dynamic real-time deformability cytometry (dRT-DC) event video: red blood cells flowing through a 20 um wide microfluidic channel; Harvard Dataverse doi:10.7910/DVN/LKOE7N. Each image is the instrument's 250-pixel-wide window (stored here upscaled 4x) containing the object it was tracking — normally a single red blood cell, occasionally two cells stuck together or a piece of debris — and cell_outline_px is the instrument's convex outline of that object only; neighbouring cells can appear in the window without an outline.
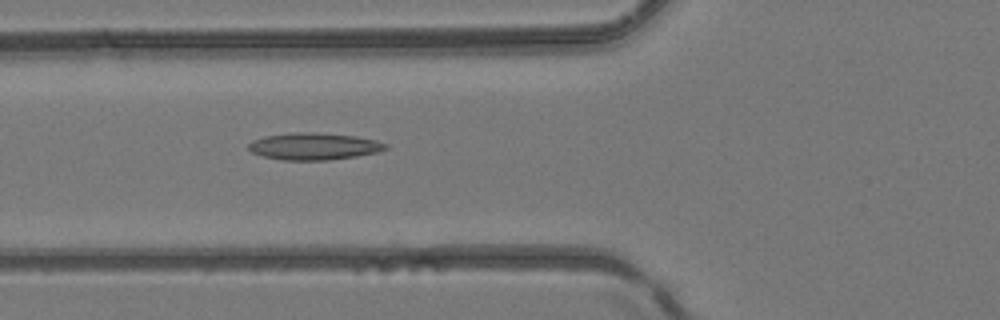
{"species": "common noctule bat (a hibernating species)", "species_latin": "Nyctalus noctula", "temperature_condition": "room temperature", "stored_images_in_passage": 4, "camera_frame_rate_fps": 3000, "um_per_image_px": 0.085, "animal": {"sex": "female", "body_mass_g": 24.6, "forearm_length_mm": 56.2}, "frame": {"image": 1, "passage_image": 4, "time_ms": 3.333, "image_size_px": [1000, 320], "cell_outline_px": [[388, 148], [376, 152], [356, 156], [328, 160], [284, 160], [264, 156], [252, 152], [248, 148], [248, 144], [252, 140], [264, 136], [296, 132], [316, 132], [356, 136], [376, 140], [388, 144]], "centroid_in_image_um": [26.69, 12.43], "position_along_channel_um": 99.1, "area_um2": 21.5}}